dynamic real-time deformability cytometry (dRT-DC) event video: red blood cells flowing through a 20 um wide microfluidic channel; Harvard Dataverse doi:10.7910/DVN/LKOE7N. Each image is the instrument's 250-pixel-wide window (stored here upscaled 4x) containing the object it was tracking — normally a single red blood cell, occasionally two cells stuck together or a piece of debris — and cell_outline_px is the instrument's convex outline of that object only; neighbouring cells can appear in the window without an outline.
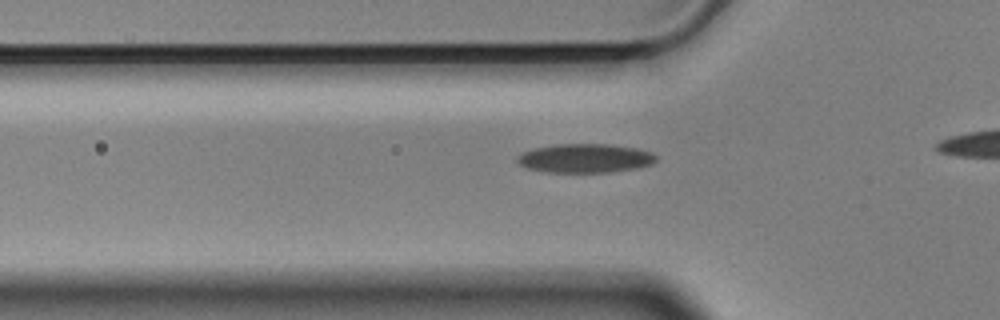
{"species": "Egyptian fruit bat (a non-hibernating species)", "species_latin": "Rousettus aegyptiacus", "temperature_condition": "cold", "stored_images_in_passage": 32, "camera_frame_rate_fps": 3000, "um_per_image_px": 0.085, "animal": {"sex": "male"}, "frame": {"image": 1, "passage_image": 5, "time_ms": 1.333, "image_size_px": [1000, 320], "cell_outline_px": [[656, 160], [652, 164], [640, 168], [612, 172], [548, 172], [528, 168], [520, 164], [516, 160], [516, 156], [520, 152], [536, 148], [556, 144], [608, 144], [636, 148], [652, 152], [656, 156]], "centroid_in_image_um": [49.75, 13.45], "position_along_channel_um": 76.1, "area_um2": 23.52}}
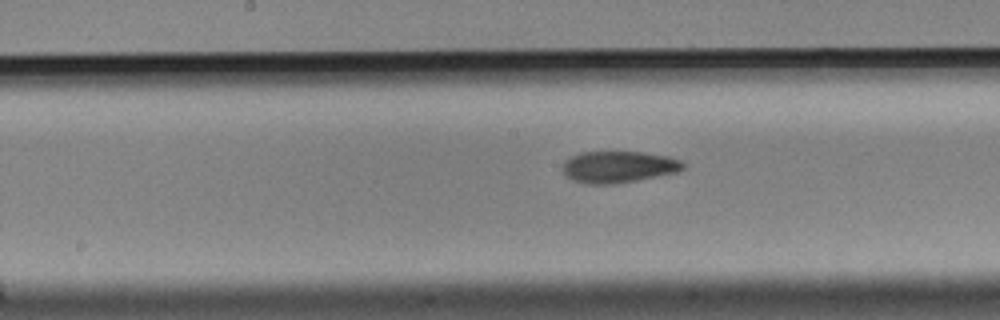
{"frame": {"image": 2, "passage_image": 15, "time_ms": 4.667, "image_size_px": [1000, 320], "cell_outline_px": [[688, 164], [684, 168], [676, 172], [616, 184], [588, 184], [572, 180], [564, 172], [564, 160], [580, 152], [644, 152], [668, 156], [680, 160]], "centroid_in_image_um": [52.6, 14.18], "position_along_channel_um": 195.6, "area_um2": 22.14}}
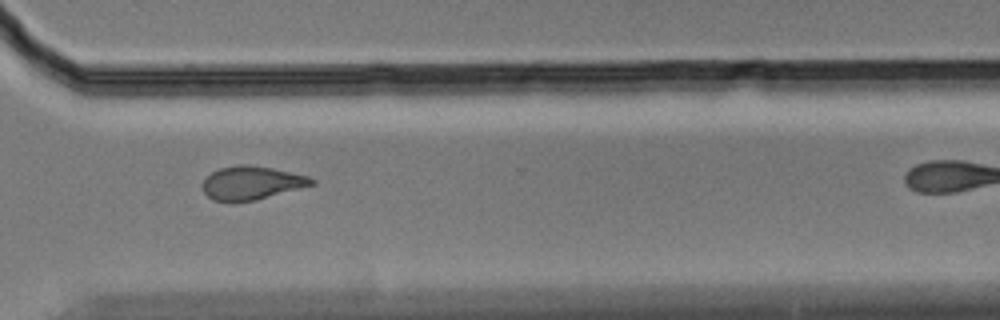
{"frame": {"image": 3, "passage_image": 28, "time_ms": 9.0, "image_size_px": [1000, 320], "cell_outline_px": [[316, 184], [256, 200], [228, 204], [212, 200], [204, 192], [200, 184], [212, 172], [220, 168], [240, 164], [248, 164], [272, 168], [308, 176], [316, 180]], "centroid_in_image_um": [21.35, 15.57], "position_along_channel_um": 349.2, "area_um2": 21.68}}